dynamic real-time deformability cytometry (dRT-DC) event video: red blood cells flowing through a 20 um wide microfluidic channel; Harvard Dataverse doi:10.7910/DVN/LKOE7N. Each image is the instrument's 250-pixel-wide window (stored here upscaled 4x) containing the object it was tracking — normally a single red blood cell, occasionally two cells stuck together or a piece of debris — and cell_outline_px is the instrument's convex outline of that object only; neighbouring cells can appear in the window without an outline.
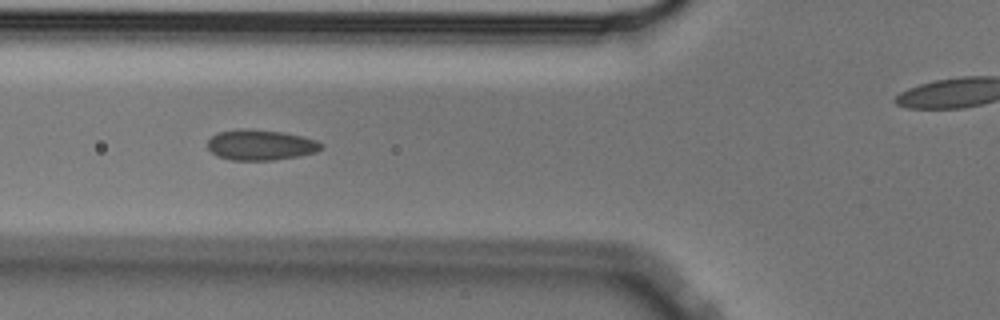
{"species": "Egyptian fruit bat (a non-hibernating species)", "species_latin": "Rousettus aegyptiacus", "temperature_condition": "cold", "stored_images_in_passage": 39, "camera_frame_rate_fps": 3000, "um_per_image_px": 0.085, "animal": {"sex": "male"}, "frame": {"image": 1, "passage_image": 3, "time_ms": 0.667, "image_size_px": [1000, 320], "cell_outline_px": [[324, 148], [316, 152], [296, 156], [272, 160], [232, 160], [216, 156], [208, 148], [208, 140], [216, 132], [236, 128], [252, 128], [284, 132], [316, 140], [324, 144]], "centroid_in_image_um": [22.13, 12.3], "position_along_channel_um": 103.7, "area_um2": 20.46}}
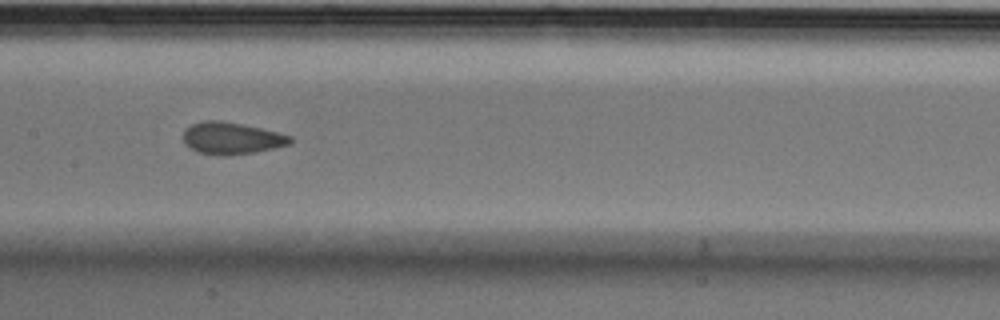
{"frame": {"image": 2, "passage_image": 10, "time_ms": 3.0, "image_size_px": [1000, 320], "cell_outline_px": [[292, 144], [256, 152], [220, 156], [196, 152], [184, 144], [184, 128], [192, 124], [204, 120], [216, 120], [240, 124], [260, 128], [292, 136]], "centroid_in_image_um": [19.66, 11.76], "position_along_channel_um": 187.7, "area_um2": 19.94}}
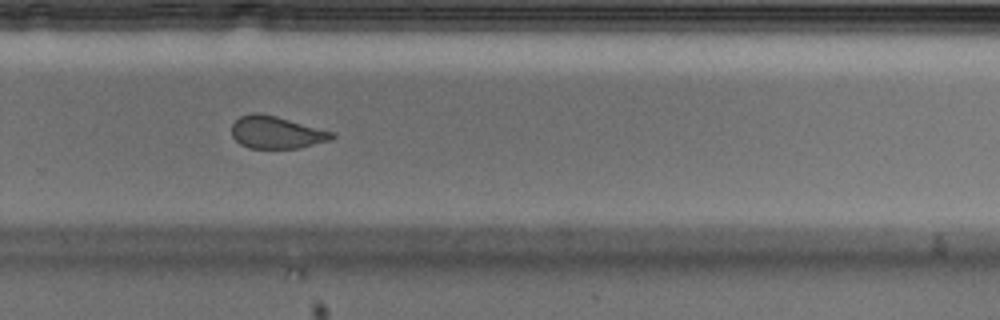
{"frame": {"image": 3, "passage_image": 20, "time_ms": 6.333, "image_size_px": [1000, 320], "cell_outline_px": [[336, 136], [332, 140], [300, 148], [248, 148], [240, 144], [232, 136], [232, 124], [240, 116], [252, 112], [260, 112], [276, 116], [336, 132]], "centroid_in_image_um": [23.53, 11.25], "position_along_channel_um": 306.3, "area_um2": 19.19}}